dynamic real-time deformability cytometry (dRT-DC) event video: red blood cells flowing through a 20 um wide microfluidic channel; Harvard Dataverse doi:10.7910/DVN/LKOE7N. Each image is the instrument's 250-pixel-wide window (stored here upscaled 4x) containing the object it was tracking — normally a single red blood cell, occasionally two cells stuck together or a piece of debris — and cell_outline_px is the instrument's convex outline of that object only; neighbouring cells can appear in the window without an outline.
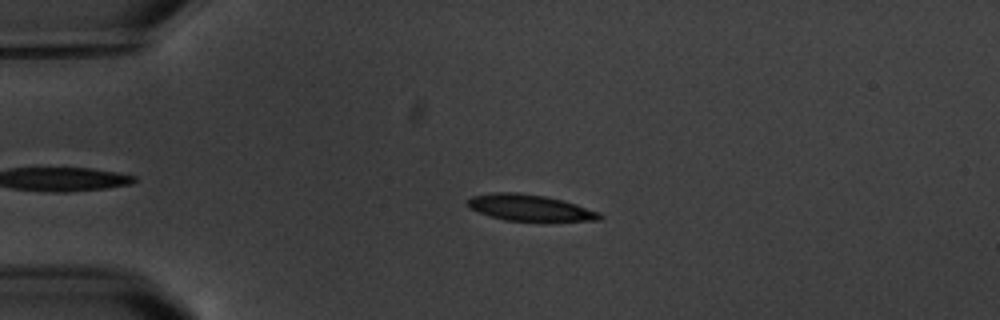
{"species": "common noctule bat (a hibernating species)", "species_latin": "Nyctalus noctula", "temperature_condition": "warm", "stored_images_in_passage": 4, "camera_frame_rate_fps": 3000, "um_per_image_px": 0.085, "animal": {"sex": "male", "body_mass_g": 20.1, "forearm_length_mm": 53.5}, "frame": {"image": 1, "passage_image": 3, "time_ms": 3.0, "image_size_px": [1000, 320], "cell_outline_px": [[604, 216], [600, 220], [504, 220], [468, 208], [468, 200], [472, 196], [496, 192], [516, 192], [544, 196], [576, 204], [600, 212]], "centroid_in_image_um": [45.03, 17.64], "position_along_channel_um": 40.0, "area_um2": 19.71}}